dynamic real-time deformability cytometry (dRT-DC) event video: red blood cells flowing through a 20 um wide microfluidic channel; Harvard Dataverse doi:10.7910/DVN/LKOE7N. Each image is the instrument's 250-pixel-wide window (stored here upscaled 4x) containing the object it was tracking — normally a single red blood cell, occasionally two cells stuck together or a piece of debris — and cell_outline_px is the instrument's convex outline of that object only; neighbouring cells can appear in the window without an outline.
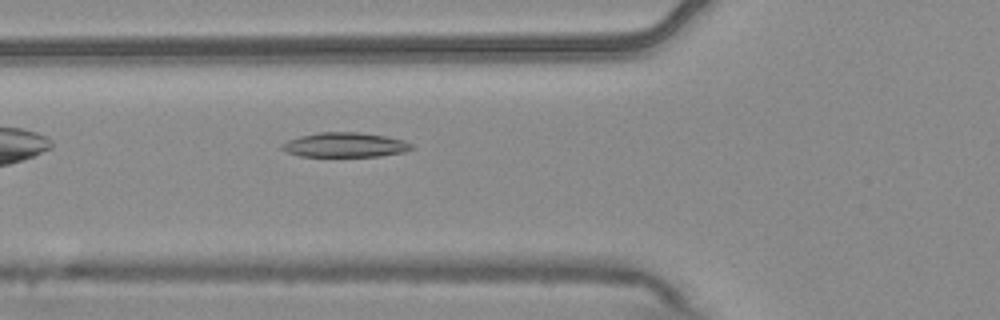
{"species": "common noctule bat (a hibernating species)", "species_latin": "Nyctalus noctula", "temperature_condition": "warm", "stored_images_in_passage": 2, "camera_frame_rate_fps": 3000, "um_per_image_px": 0.085, "animal": {"sex": "male", "body_mass_g": 20.4}, "frame": {"image": 1, "passage_image": 2, "time_ms": 0.333, "image_size_px": [1000, 320], "cell_outline_px": [[416, 148], [404, 152], [380, 156], [300, 156], [288, 152], [280, 148], [280, 144], [288, 140], [300, 136], [320, 132], [360, 132], [384, 136], [404, 140], [412, 144]], "centroid_in_image_um": [29.34, 12.31], "position_along_channel_um": 96.5, "area_um2": 18.61}}